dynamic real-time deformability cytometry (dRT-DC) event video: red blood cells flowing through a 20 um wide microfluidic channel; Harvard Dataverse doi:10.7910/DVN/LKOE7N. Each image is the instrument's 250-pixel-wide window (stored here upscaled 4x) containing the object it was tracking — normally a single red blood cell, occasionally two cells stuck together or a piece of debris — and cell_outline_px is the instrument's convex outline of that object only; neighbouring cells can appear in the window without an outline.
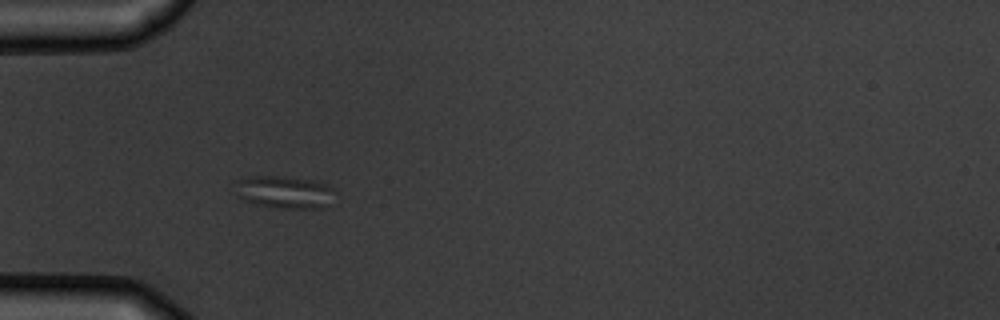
{"species": "common noctule bat (a hibernating species)", "species_latin": "Nyctalus noctula", "temperature_condition": "warm", "stored_images_in_passage": 16, "camera_frame_rate_fps": 3000, "um_per_image_px": 0.085, "animal": {"sex": "male", "body_mass_g": 19.5, "forearm_length_mm": 54.6}, "frame": {"image": 1, "passage_image": 6, "time_ms": 6.333, "image_size_px": [1000, 320], "cell_outline_px": [[332, 188], [324, 208], [280, 208], [256, 204], [244, 200], [236, 196], [236, 180], [252, 176], [276, 176], [312, 180], [324, 184]], "centroid_in_image_um": [24.06, 16.32], "position_along_channel_um": 60.9, "area_um2": 18.32}}
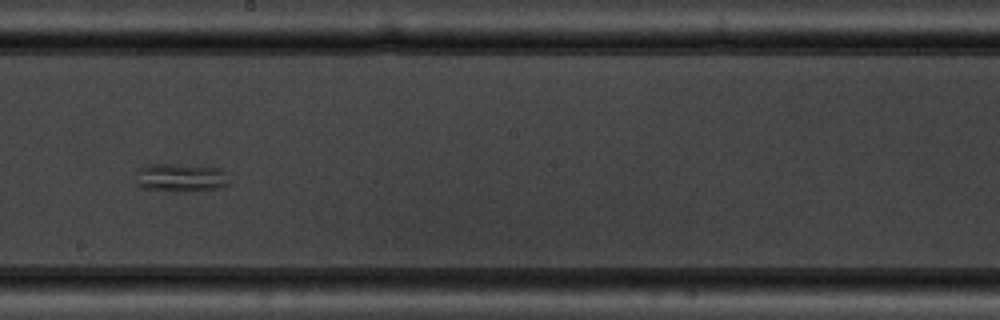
{"frame": {"image": 2, "passage_image": 10, "time_ms": 11.0, "image_size_px": [1000, 320], "cell_outline_px": [[228, 184], [216, 188], [176, 192], [172, 192], [140, 188], [136, 184], [136, 168], [148, 164], [180, 164], [220, 168], [224, 172]], "centroid_in_image_um": [15.24, 15.09], "position_along_channel_um": 233.0, "area_um2": 15.55}}
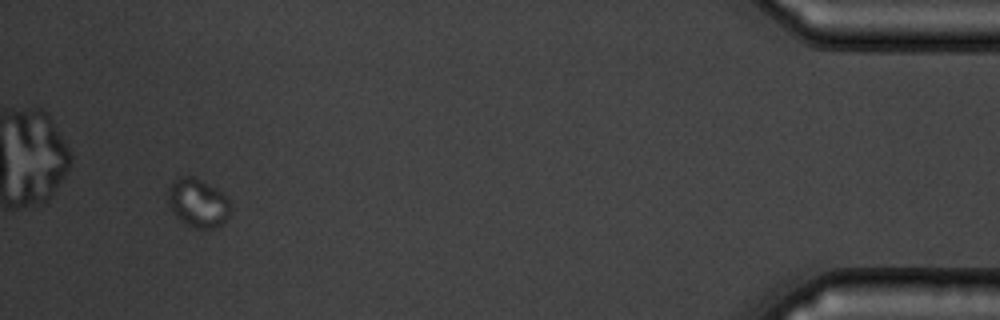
{"frame": {"image": 3, "passage_image": 15, "time_ms": 17.667, "image_size_px": [1000, 320], "cell_outline_px": [[228, 216], [216, 228], [196, 228], [180, 220], [176, 216], [168, 204], [168, 188], [180, 176], [188, 176], [200, 180], [216, 188], [228, 200]], "centroid_in_image_um": [16.78, 17.25], "position_along_channel_um": 418.4, "area_um2": 17.05}, "authors_computed_cell_mechanics": {"area_um2": 17.2822, "velocity_mm_per_s": 3.7846, "shape_relaxation_time_tau1_ms": 1.3693, "shape_relaxation_time_tau2_ms": null, "deformation_change_tau1": 0.055, "deformation_change_tau2": null}}